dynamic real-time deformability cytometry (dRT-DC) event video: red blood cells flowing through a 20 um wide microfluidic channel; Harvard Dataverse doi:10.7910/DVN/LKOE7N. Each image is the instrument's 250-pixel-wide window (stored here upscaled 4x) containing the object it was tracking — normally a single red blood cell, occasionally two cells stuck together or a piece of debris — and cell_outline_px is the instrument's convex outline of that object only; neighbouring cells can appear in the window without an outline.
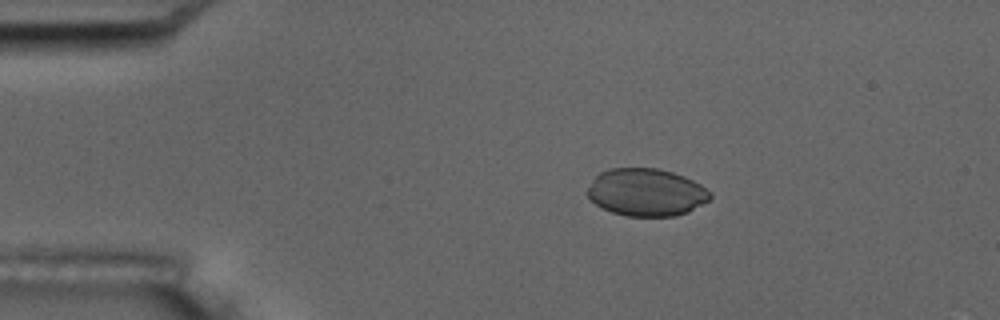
{"species": "common noctule bat (a hibernating species)", "species_latin": "Nyctalus noctula", "temperature_condition": "room temperature", "stored_images_in_passage": 11, "camera_frame_rate_fps": 3000, "um_per_image_px": 0.085, "animal": {"sex": "male", "body_mass_g": 17.5, "forearm_length_mm": 52.3}, "frame": {"image": 1, "passage_image": 4, "time_ms": 3.333, "image_size_px": [1000, 320], "cell_outline_px": [[712, 196], [708, 200], [688, 212], [676, 216], [628, 216], [612, 212], [596, 204], [584, 192], [592, 180], [600, 172], [608, 168], [660, 168], [684, 176], [700, 184], [712, 192]], "centroid_in_image_um": [54.92, 16.33], "position_along_channel_um": 30.1, "area_um2": 34.1}}